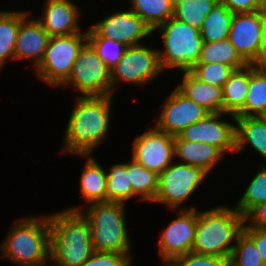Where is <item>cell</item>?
<instances>
[{
	"mask_svg": "<svg viewBox=\"0 0 266 266\" xmlns=\"http://www.w3.org/2000/svg\"><path fill=\"white\" fill-rule=\"evenodd\" d=\"M113 95L76 96L64 133L60 153L92 154L108 139Z\"/></svg>",
	"mask_w": 266,
	"mask_h": 266,
	"instance_id": "cell-1",
	"label": "cell"
},
{
	"mask_svg": "<svg viewBox=\"0 0 266 266\" xmlns=\"http://www.w3.org/2000/svg\"><path fill=\"white\" fill-rule=\"evenodd\" d=\"M53 266H81L94 252L87 219L79 211L49 213Z\"/></svg>",
	"mask_w": 266,
	"mask_h": 266,
	"instance_id": "cell-2",
	"label": "cell"
},
{
	"mask_svg": "<svg viewBox=\"0 0 266 266\" xmlns=\"http://www.w3.org/2000/svg\"><path fill=\"white\" fill-rule=\"evenodd\" d=\"M0 242V257L17 266L50 262L49 214L17 219Z\"/></svg>",
	"mask_w": 266,
	"mask_h": 266,
	"instance_id": "cell-3",
	"label": "cell"
},
{
	"mask_svg": "<svg viewBox=\"0 0 266 266\" xmlns=\"http://www.w3.org/2000/svg\"><path fill=\"white\" fill-rule=\"evenodd\" d=\"M245 217L234 206L197 209V226L192 252L213 255L229 261L238 237L243 233Z\"/></svg>",
	"mask_w": 266,
	"mask_h": 266,
	"instance_id": "cell-4",
	"label": "cell"
},
{
	"mask_svg": "<svg viewBox=\"0 0 266 266\" xmlns=\"http://www.w3.org/2000/svg\"><path fill=\"white\" fill-rule=\"evenodd\" d=\"M125 205L120 202H100L66 209L79 211L87 219L94 251L130 254L132 239L127 228Z\"/></svg>",
	"mask_w": 266,
	"mask_h": 266,
	"instance_id": "cell-5",
	"label": "cell"
},
{
	"mask_svg": "<svg viewBox=\"0 0 266 266\" xmlns=\"http://www.w3.org/2000/svg\"><path fill=\"white\" fill-rule=\"evenodd\" d=\"M160 32L163 47L158 50L161 69L190 71L199 60L203 44L200 30L170 18L153 30ZM169 68V69H168Z\"/></svg>",
	"mask_w": 266,
	"mask_h": 266,
	"instance_id": "cell-6",
	"label": "cell"
},
{
	"mask_svg": "<svg viewBox=\"0 0 266 266\" xmlns=\"http://www.w3.org/2000/svg\"><path fill=\"white\" fill-rule=\"evenodd\" d=\"M87 42V30L70 35L51 36L44 56L34 69L36 78L60 87L69 77L79 51Z\"/></svg>",
	"mask_w": 266,
	"mask_h": 266,
	"instance_id": "cell-7",
	"label": "cell"
},
{
	"mask_svg": "<svg viewBox=\"0 0 266 266\" xmlns=\"http://www.w3.org/2000/svg\"><path fill=\"white\" fill-rule=\"evenodd\" d=\"M209 176L205 171L180 161H173L159 174L158 191L153 203H160L173 210L197 209L183 206L189 197L204 183ZM183 206V207H182ZM182 207V208H180Z\"/></svg>",
	"mask_w": 266,
	"mask_h": 266,
	"instance_id": "cell-8",
	"label": "cell"
},
{
	"mask_svg": "<svg viewBox=\"0 0 266 266\" xmlns=\"http://www.w3.org/2000/svg\"><path fill=\"white\" fill-rule=\"evenodd\" d=\"M80 93L79 96H110V68L87 41L73 63L68 79L60 86Z\"/></svg>",
	"mask_w": 266,
	"mask_h": 266,
	"instance_id": "cell-9",
	"label": "cell"
},
{
	"mask_svg": "<svg viewBox=\"0 0 266 266\" xmlns=\"http://www.w3.org/2000/svg\"><path fill=\"white\" fill-rule=\"evenodd\" d=\"M111 95L118 84L129 83L144 87L151 84L164 71L161 69L157 48L146 45L128 47L121 60L110 69ZM116 90V91H115Z\"/></svg>",
	"mask_w": 266,
	"mask_h": 266,
	"instance_id": "cell-10",
	"label": "cell"
},
{
	"mask_svg": "<svg viewBox=\"0 0 266 266\" xmlns=\"http://www.w3.org/2000/svg\"><path fill=\"white\" fill-rule=\"evenodd\" d=\"M150 34L152 29L130 9L108 14L87 30V37H105L128 47L143 45Z\"/></svg>",
	"mask_w": 266,
	"mask_h": 266,
	"instance_id": "cell-11",
	"label": "cell"
},
{
	"mask_svg": "<svg viewBox=\"0 0 266 266\" xmlns=\"http://www.w3.org/2000/svg\"><path fill=\"white\" fill-rule=\"evenodd\" d=\"M132 159L158 175L175 160L174 137L150 127L132 143Z\"/></svg>",
	"mask_w": 266,
	"mask_h": 266,
	"instance_id": "cell-12",
	"label": "cell"
},
{
	"mask_svg": "<svg viewBox=\"0 0 266 266\" xmlns=\"http://www.w3.org/2000/svg\"><path fill=\"white\" fill-rule=\"evenodd\" d=\"M176 218L162 231L158 253L163 265L192 251L197 226V209L176 210Z\"/></svg>",
	"mask_w": 266,
	"mask_h": 266,
	"instance_id": "cell-13",
	"label": "cell"
},
{
	"mask_svg": "<svg viewBox=\"0 0 266 266\" xmlns=\"http://www.w3.org/2000/svg\"><path fill=\"white\" fill-rule=\"evenodd\" d=\"M208 114L205 108L187 98L175 87L165 99L154 127L175 137Z\"/></svg>",
	"mask_w": 266,
	"mask_h": 266,
	"instance_id": "cell-14",
	"label": "cell"
},
{
	"mask_svg": "<svg viewBox=\"0 0 266 266\" xmlns=\"http://www.w3.org/2000/svg\"><path fill=\"white\" fill-rule=\"evenodd\" d=\"M232 117V122L222 119ZM179 136L186 141L214 145L224 154L235 153V116L229 113H209L204 119L185 128Z\"/></svg>",
	"mask_w": 266,
	"mask_h": 266,
	"instance_id": "cell-15",
	"label": "cell"
},
{
	"mask_svg": "<svg viewBox=\"0 0 266 266\" xmlns=\"http://www.w3.org/2000/svg\"><path fill=\"white\" fill-rule=\"evenodd\" d=\"M265 13L258 10L233 15L228 39L248 64L258 59Z\"/></svg>",
	"mask_w": 266,
	"mask_h": 266,
	"instance_id": "cell-16",
	"label": "cell"
},
{
	"mask_svg": "<svg viewBox=\"0 0 266 266\" xmlns=\"http://www.w3.org/2000/svg\"><path fill=\"white\" fill-rule=\"evenodd\" d=\"M72 0H45L43 13L37 19L51 36L80 33L81 9Z\"/></svg>",
	"mask_w": 266,
	"mask_h": 266,
	"instance_id": "cell-17",
	"label": "cell"
},
{
	"mask_svg": "<svg viewBox=\"0 0 266 266\" xmlns=\"http://www.w3.org/2000/svg\"><path fill=\"white\" fill-rule=\"evenodd\" d=\"M29 13L21 22L14 48L15 61L30 60L35 69L41 62L50 36Z\"/></svg>",
	"mask_w": 266,
	"mask_h": 266,
	"instance_id": "cell-18",
	"label": "cell"
},
{
	"mask_svg": "<svg viewBox=\"0 0 266 266\" xmlns=\"http://www.w3.org/2000/svg\"><path fill=\"white\" fill-rule=\"evenodd\" d=\"M174 155L181 163L198 167L208 175L225 154L214 145L203 142L183 140L179 135L174 137ZM222 159V160H221Z\"/></svg>",
	"mask_w": 266,
	"mask_h": 266,
	"instance_id": "cell-19",
	"label": "cell"
},
{
	"mask_svg": "<svg viewBox=\"0 0 266 266\" xmlns=\"http://www.w3.org/2000/svg\"><path fill=\"white\" fill-rule=\"evenodd\" d=\"M176 87L183 95L205 108L209 113L223 112V88L198 80L190 71Z\"/></svg>",
	"mask_w": 266,
	"mask_h": 266,
	"instance_id": "cell-20",
	"label": "cell"
},
{
	"mask_svg": "<svg viewBox=\"0 0 266 266\" xmlns=\"http://www.w3.org/2000/svg\"><path fill=\"white\" fill-rule=\"evenodd\" d=\"M247 145L263 157L266 164V119L263 116H235V153Z\"/></svg>",
	"mask_w": 266,
	"mask_h": 266,
	"instance_id": "cell-21",
	"label": "cell"
},
{
	"mask_svg": "<svg viewBox=\"0 0 266 266\" xmlns=\"http://www.w3.org/2000/svg\"><path fill=\"white\" fill-rule=\"evenodd\" d=\"M79 156L84 157V160L87 159L80 177V194L85 200L84 206L106 202V170L91 154H79Z\"/></svg>",
	"mask_w": 266,
	"mask_h": 266,
	"instance_id": "cell-22",
	"label": "cell"
},
{
	"mask_svg": "<svg viewBox=\"0 0 266 266\" xmlns=\"http://www.w3.org/2000/svg\"><path fill=\"white\" fill-rule=\"evenodd\" d=\"M266 113V68L250 64V83L244 106L234 116H263Z\"/></svg>",
	"mask_w": 266,
	"mask_h": 266,
	"instance_id": "cell-23",
	"label": "cell"
},
{
	"mask_svg": "<svg viewBox=\"0 0 266 266\" xmlns=\"http://www.w3.org/2000/svg\"><path fill=\"white\" fill-rule=\"evenodd\" d=\"M250 83V64L234 69L223 86V112L235 115L245 104Z\"/></svg>",
	"mask_w": 266,
	"mask_h": 266,
	"instance_id": "cell-24",
	"label": "cell"
},
{
	"mask_svg": "<svg viewBox=\"0 0 266 266\" xmlns=\"http://www.w3.org/2000/svg\"><path fill=\"white\" fill-rule=\"evenodd\" d=\"M31 11H0V71L10 58L15 61L14 48L20 22Z\"/></svg>",
	"mask_w": 266,
	"mask_h": 266,
	"instance_id": "cell-25",
	"label": "cell"
},
{
	"mask_svg": "<svg viewBox=\"0 0 266 266\" xmlns=\"http://www.w3.org/2000/svg\"><path fill=\"white\" fill-rule=\"evenodd\" d=\"M127 172L132 186L133 199L135 197L141 202L153 203L158 191L159 175L132 158L127 162Z\"/></svg>",
	"mask_w": 266,
	"mask_h": 266,
	"instance_id": "cell-26",
	"label": "cell"
},
{
	"mask_svg": "<svg viewBox=\"0 0 266 266\" xmlns=\"http://www.w3.org/2000/svg\"><path fill=\"white\" fill-rule=\"evenodd\" d=\"M233 13L219 1L205 18L200 29L202 41L206 43L228 39Z\"/></svg>",
	"mask_w": 266,
	"mask_h": 266,
	"instance_id": "cell-27",
	"label": "cell"
},
{
	"mask_svg": "<svg viewBox=\"0 0 266 266\" xmlns=\"http://www.w3.org/2000/svg\"><path fill=\"white\" fill-rule=\"evenodd\" d=\"M130 10L140 17L152 31L173 17L171 0H129Z\"/></svg>",
	"mask_w": 266,
	"mask_h": 266,
	"instance_id": "cell-28",
	"label": "cell"
},
{
	"mask_svg": "<svg viewBox=\"0 0 266 266\" xmlns=\"http://www.w3.org/2000/svg\"><path fill=\"white\" fill-rule=\"evenodd\" d=\"M197 63H223L234 69L245 67L248 63L236 51L229 39L216 42H203Z\"/></svg>",
	"mask_w": 266,
	"mask_h": 266,
	"instance_id": "cell-29",
	"label": "cell"
},
{
	"mask_svg": "<svg viewBox=\"0 0 266 266\" xmlns=\"http://www.w3.org/2000/svg\"><path fill=\"white\" fill-rule=\"evenodd\" d=\"M106 174V202L125 203L128 200H132L133 191L129 182L127 162L112 164L109 171L106 169Z\"/></svg>",
	"mask_w": 266,
	"mask_h": 266,
	"instance_id": "cell-30",
	"label": "cell"
},
{
	"mask_svg": "<svg viewBox=\"0 0 266 266\" xmlns=\"http://www.w3.org/2000/svg\"><path fill=\"white\" fill-rule=\"evenodd\" d=\"M234 208L246 217L255 207L266 201V164L261 163Z\"/></svg>",
	"mask_w": 266,
	"mask_h": 266,
	"instance_id": "cell-31",
	"label": "cell"
},
{
	"mask_svg": "<svg viewBox=\"0 0 266 266\" xmlns=\"http://www.w3.org/2000/svg\"><path fill=\"white\" fill-rule=\"evenodd\" d=\"M220 0H187L174 5L173 18L200 30L205 18Z\"/></svg>",
	"mask_w": 266,
	"mask_h": 266,
	"instance_id": "cell-32",
	"label": "cell"
},
{
	"mask_svg": "<svg viewBox=\"0 0 266 266\" xmlns=\"http://www.w3.org/2000/svg\"><path fill=\"white\" fill-rule=\"evenodd\" d=\"M228 266H265L254 243L242 233L235 243Z\"/></svg>",
	"mask_w": 266,
	"mask_h": 266,
	"instance_id": "cell-33",
	"label": "cell"
},
{
	"mask_svg": "<svg viewBox=\"0 0 266 266\" xmlns=\"http://www.w3.org/2000/svg\"><path fill=\"white\" fill-rule=\"evenodd\" d=\"M234 71L223 63H196L190 72L200 81L222 87Z\"/></svg>",
	"mask_w": 266,
	"mask_h": 266,
	"instance_id": "cell-34",
	"label": "cell"
},
{
	"mask_svg": "<svg viewBox=\"0 0 266 266\" xmlns=\"http://www.w3.org/2000/svg\"><path fill=\"white\" fill-rule=\"evenodd\" d=\"M87 41L110 69L121 60L125 50L128 48L121 42L105 37H87Z\"/></svg>",
	"mask_w": 266,
	"mask_h": 266,
	"instance_id": "cell-35",
	"label": "cell"
},
{
	"mask_svg": "<svg viewBox=\"0 0 266 266\" xmlns=\"http://www.w3.org/2000/svg\"><path fill=\"white\" fill-rule=\"evenodd\" d=\"M133 261L132 254L94 251L81 266H132Z\"/></svg>",
	"mask_w": 266,
	"mask_h": 266,
	"instance_id": "cell-36",
	"label": "cell"
},
{
	"mask_svg": "<svg viewBox=\"0 0 266 266\" xmlns=\"http://www.w3.org/2000/svg\"><path fill=\"white\" fill-rule=\"evenodd\" d=\"M165 266H228V260L213 255L189 252L171 260Z\"/></svg>",
	"mask_w": 266,
	"mask_h": 266,
	"instance_id": "cell-37",
	"label": "cell"
},
{
	"mask_svg": "<svg viewBox=\"0 0 266 266\" xmlns=\"http://www.w3.org/2000/svg\"><path fill=\"white\" fill-rule=\"evenodd\" d=\"M243 233L254 243L262 261L266 264V229L250 226L245 221Z\"/></svg>",
	"mask_w": 266,
	"mask_h": 266,
	"instance_id": "cell-38",
	"label": "cell"
},
{
	"mask_svg": "<svg viewBox=\"0 0 266 266\" xmlns=\"http://www.w3.org/2000/svg\"><path fill=\"white\" fill-rule=\"evenodd\" d=\"M233 14L262 10L257 0H220Z\"/></svg>",
	"mask_w": 266,
	"mask_h": 266,
	"instance_id": "cell-39",
	"label": "cell"
},
{
	"mask_svg": "<svg viewBox=\"0 0 266 266\" xmlns=\"http://www.w3.org/2000/svg\"><path fill=\"white\" fill-rule=\"evenodd\" d=\"M245 221L250 225L266 229V201L255 207L246 217Z\"/></svg>",
	"mask_w": 266,
	"mask_h": 266,
	"instance_id": "cell-40",
	"label": "cell"
},
{
	"mask_svg": "<svg viewBox=\"0 0 266 266\" xmlns=\"http://www.w3.org/2000/svg\"><path fill=\"white\" fill-rule=\"evenodd\" d=\"M253 64L260 67L266 66V13L264 14L261 44H260L258 59Z\"/></svg>",
	"mask_w": 266,
	"mask_h": 266,
	"instance_id": "cell-41",
	"label": "cell"
},
{
	"mask_svg": "<svg viewBox=\"0 0 266 266\" xmlns=\"http://www.w3.org/2000/svg\"><path fill=\"white\" fill-rule=\"evenodd\" d=\"M258 1V6L262 9V10H266V0H257Z\"/></svg>",
	"mask_w": 266,
	"mask_h": 266,
	"instance_id": "cell-42",
	"label": "cell"
},
{
	"mask_svg": "<svg viewBox=\"0 0 266 266\" xmlns=\"http://www.w3.org/2000/svg\"><path fill=\"white\" fill-rule=\"evenodd\" d=\"M182 1H187V0H171L173 6H174L175 4H178V3L182 2Z\"/></svg>",
	"mask_w": 266,
	"mask_h": 266,
	"instance_id": "cell-43",
	"label": "cell"
},
{
	"mask_svg": "<svg viewBox=\"0 0 266 266\" xmlns=\"http://www.w3.org/2000/svg\"><path fill=\"white\" fill-rule=\"evenodd\" d=\"M37 266H52V263L51 262H47V263H44V264H41V265H37Z\"/></svg>",
	"mask_w": 266,
	"mask_h": 266,
	"instance_id": "cell-44",
	"label": "cell"
}]
</instances>
